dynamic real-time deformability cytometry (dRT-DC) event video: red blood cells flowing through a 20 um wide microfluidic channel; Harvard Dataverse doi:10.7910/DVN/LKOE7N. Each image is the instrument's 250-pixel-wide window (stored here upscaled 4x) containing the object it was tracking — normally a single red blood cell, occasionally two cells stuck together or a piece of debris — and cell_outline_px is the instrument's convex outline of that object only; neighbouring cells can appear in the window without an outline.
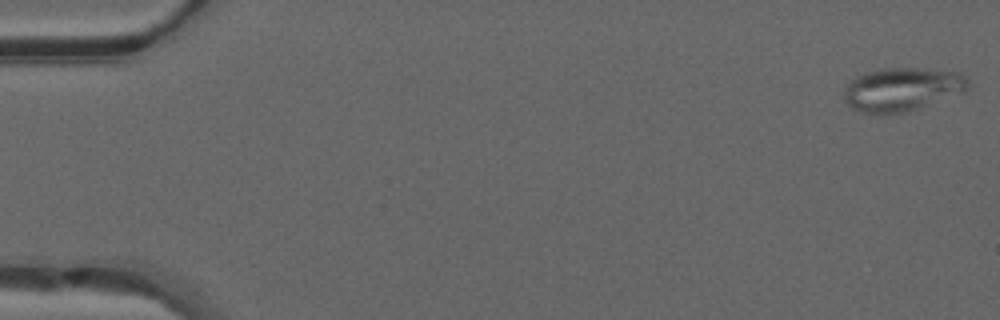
{"species": "common noctule bat (a hibernating species)", "species_latin": "Nyctalus noctula", "temperature_condition": "warm", "stored_images_in_passage": 49, "camera_frame_rate_fps": 3000, "um_per_image_px": 0.085, "animal": {"sex": "male", "forearm_length_mm": 52.5}, "frame": {"image": 1, "passage_image": 1, "time_ms": 0.0, "image_size_px": [1000, 320], "cell_outline_px": [[968, 84], [964, 92], [920, 108], [908, 112], [860, 112], [852, 108], [844, 100], [844, 88], [856, 76], [864, 72], [884, 68], [916, 68], [960, 72], [968, 80]], "centroid_in_image_um": [76.67, 7.58], "position_along_channel_um": 8.3, "area_um2": 31.21}}
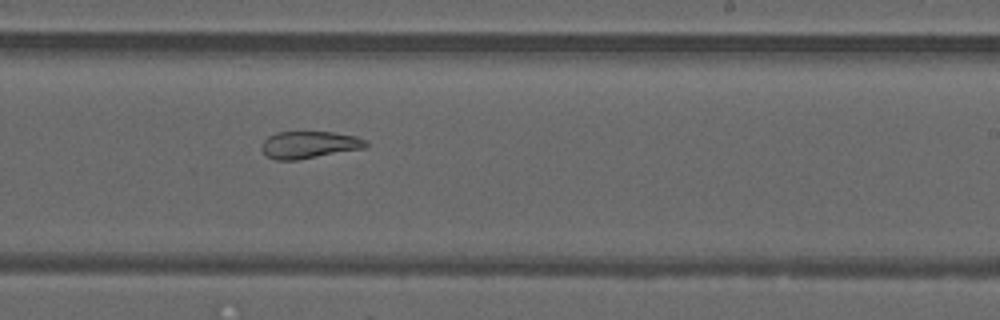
{"frame": {"image": 2, "passage_image": 30, "time_ms": 9.667, "image_size_px": [1000, 320], "cell_outline_px": [[368, 148], [296, 160], [276, 160], [268, 156], [260, 148], [264, 140], [268, 136], [276, 132], [332, 132], [356, 136], [368, 140]], "centroid_in_image_um": [26.33, 12.3], "position_along_channel_um": 262.7, "area_um2": 16.65}}
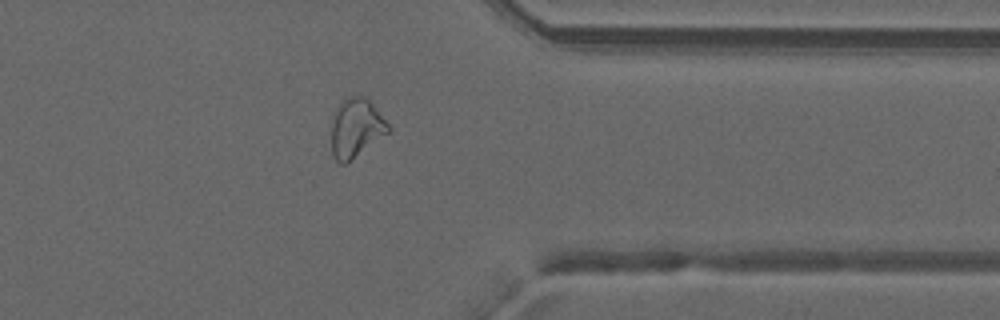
{"frame": {"image": 3, "passage_image": 39, "time_ms": 12.667, "image_size_px": [1000, 320], "cell_outline_px": [[392, 128], [388, 132], [344, 164], [340, 164], [332, 156], [332, 124], [336, 108], [348, 96], [364, 96], [372, 104]], "centroid_in_image_um": [30.25, 10.87], "position_along_channel_um": 381.2, "area_um2": 18.96}, "authors_computed_cell_mechanics": {"area_um2": 23.0044, "velocity_mm_per_s": 4.2131, "shape_relaxation_time_tau1_ms": null, "shape_relaxation_time_tau2_ms": 4.2178, "deformation_change_tau1": null, "deformation_change_tau2": 0.1201}}